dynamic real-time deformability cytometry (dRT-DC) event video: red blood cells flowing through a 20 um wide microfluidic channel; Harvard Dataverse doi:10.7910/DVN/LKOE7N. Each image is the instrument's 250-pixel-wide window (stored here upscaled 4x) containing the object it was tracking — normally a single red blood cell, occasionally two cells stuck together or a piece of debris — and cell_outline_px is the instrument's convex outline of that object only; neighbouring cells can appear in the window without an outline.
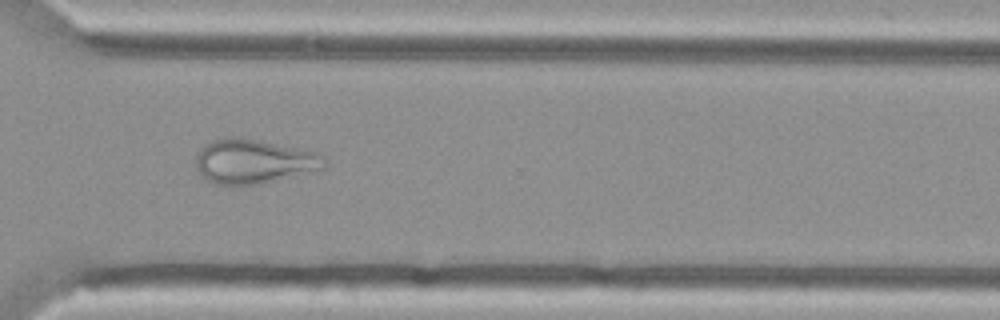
{"species": "Egyptian fruit bat (a non-hibernating species)", "species_latin": "Rousettus aegyptiacus", "temperature_condition": "cold", "stored_images_in_passage": 54, "camera_frame_rate_fps": 3000, "um_per_image_px": 0.085, "animal": {"sex": "female"}, "frame": {"image": 1, "passage_image": 41, "time_ms": 13.333, "image_size_px": [1000, 320], "cell_outline_px": [[324, 168], [260, 184], [216, 184], [208, 180], [196, 168], [196, 156], [200, 148], [212, 140], [228, 136], [256, 140], [312, 152], [324, 156]], "centroid_in_image_um": [21.5, 13.72], "position_along_channel_um": 349.1, "area_um2": 32.31}}
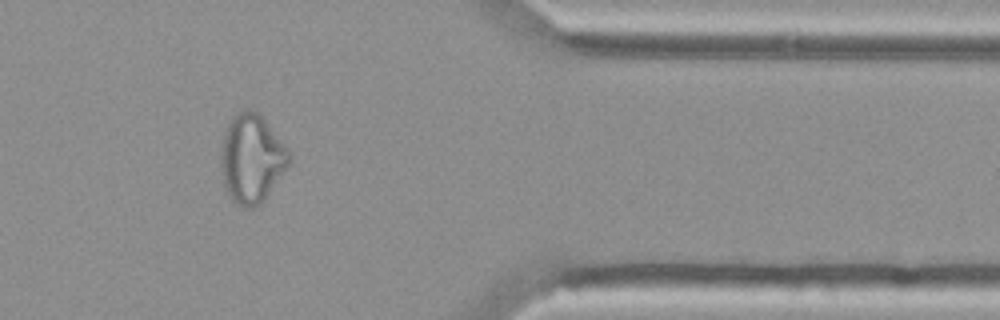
{"frame": {"image": 2, "passage_image": 46, "time_ms": 15.0, "image_size_px": [1000, 320], "cell_outline_px": [[292, 156], [288, 164], [264, 200], [256, 208], [244, 208], [236, 204], [232, 200], [224, 184], [220, 164], [220, 148], [224, 132], [232, 116], [244, 108], [248, 108], [256, 112], [264, 120], [288, 148]], "centroid_in_image_um": [21.36, 13.48], "position_along_channel_um": 390.0, "area_um2": 35.14}}
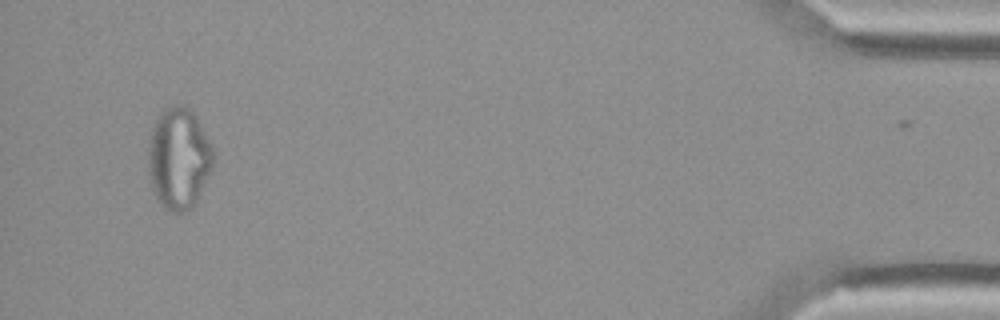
{"frame": {"image": 3, "passage_image": 53, "time_ms": 17.333, "image_size_px": [1000, 320], "cell_outline_px": [[212, 164], [208, 176], [200, 196], [184, 212], [168, 212], [160, 204], [148, 180], [148, 140], [152, 128], [160, 112], [176, 104], [180, 104], [188, 108], [196, 116], [212, 148]], "centroid_in_image_um": [15.15, 13.48], "position_along_channel_um": 420.1, "area_um2": 38.26}}